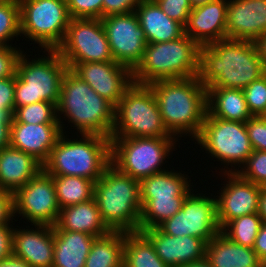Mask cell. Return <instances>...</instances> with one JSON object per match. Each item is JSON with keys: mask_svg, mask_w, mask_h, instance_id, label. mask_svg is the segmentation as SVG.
<instances>
[{"mask_svg": "<svg viewBox=\"0 0 266 267\" xmlns=\"http://www.w3.org/2000/svg\"><path fill=\"white\" fill-rule=\"evenodd\" d=\"M148 86L167 130L178 140L188 136L193 142L207 114V89L199 76L160 80Z\"/></svg>", "mask_w": 266, "mask_h": 267, "instance_id": "cell-2", "label": "cell"}, {"mask_svg": "<svg viewBox=\"0 0 266 267\" xmlns=\"http://www.w3.org/2000/svg\"><path fill=\"white\" fill-rule=\"evenodd\" d=\"M30 226L29 223L23 227L15 225L13 255L22 258L31 267H52L54 260L53 226L47 224H30Z\"/></svg>", "mask_w": 266, "mask_h": 267, "instance_id": "cell-18", "label": "cell"}, {"mask_svg": "<svg viewBox=\"0 0 266 267\" xmlns=\"http://www.w3.org/2000/svg\"><path fill=\"white\" fill-rule=\"evenodd\" d=\"M237 173L256 185H264L266 183V151L253 150Z\"/></svg>", "mask_w": 266, "mask_h": 267, "instance_id": "cell-38", "label": "cell"}, {"mask_svg": "<svg viewBox=\"0 0 266 267\" xmlns=\"http://www.w3.org/2000/svg\"><path fill=\"white\" fill-rule=\"evenodd\" d=\"M71 18L101 19L103 0H66Z\"/></svg>", "mask_w": 266, "mask_h": 267, "instance_id": "cell-39", "label": "cell"}, {"mask_svg": "<svg viewBox=\"0 0 266 267\" xmlns=\"http://www.w3.org/2000/svg\"><path fill=\"white\" fill-rule=\"evenodd\" d=\"M114 110L115 107L108 100L68 68L62 78L57 105V118L63 133L71 130L70 134H96L111 139ZM65 121L67 127L70 125L77 132L67 129Z\"/></svg>", "mask_w": 266, "mask_h": 267, "instance_id": "cell-3", "label": "cell"}, {"mask_svg": "<svg viewBox=\"0 0 266 267\" xmlns=\"http://www.w3.org/2000/svg\"><path fill=\"white\" fill-rule=\"evenodd\" d=\"M13 115L8 110L0 109V121H12Z\"/></svg>", "mask_w": 266, "mask_h": 267, "instance_id": "cell-53", "label": "cell"}, {"mask_svg": "<svg viewBox=\"0 0 266 267\" xmlns=\"http://www.w3.org/2000/svg\"><path fill=\"white\" fill-rule=\"evenodd\" d=\"M134 12L147 44L169 42L184 35V26L169 18L154 0H142Z\"/></svg>", "mask_w": 266, "mask_h": 267, "instance_id": "cell-24", "label": "cell"}, {"mask_svg": "<svg viewBox=\"0 0 266 267\" xmlns=\"http://www.w3.org/2000/svg\"><path fill=\"white\" fill-rule=\"evenodd\" d=\"M20 37V38H18ZM21 38L20 6L17 0H0V47L18 46ZM10 43V44H9Z\"/></svg>", "mask_w": 266, "mask_h": 267, "instance_id": "cell-35", "label": "cell"}, {"mask_svg": "<svg viewBox=\"0 0 266 267\" xmlns=\"http://www.w3.org/2000/svg\"><path fill=\"white\" fill-rule=\"evenodd\" d=\"M124 232L110 231L96 237L84 267H123Z\"/></svg>", "mask_w": 266, "mask_h": 267, "instance_id": "cell-30", "label": "cell"}, {"mask_svg": "<svg viewBox=\"0 0 266 267\" xmlns=\"http://www.w3.org/2000/svg\"><path fill=\"white\" fill-rule=\"evenodd\" d=\"M262 223L258 213H252L231 220L221 232L231 241L253 248Z\"/></svg>", "mask_w": 266, "mask_h": 267, "instance_id": "cell-34", "label": "cell"}, {"mask_svg": "<svg viewBox=\"0 0 266 267\" xmlns=\"http://www.w3.org/2000/svg\"><path fill=\"white\" fill-rule=\"evenodd\" d=\"M200 46L184 34L177 40L146 44L143 60L133 71V83L199 76Z\"/></svg>", "mask_w": 266, "mask_h": 267, "instance_id": "cell-7", "label": "cell"}, {"mask_svg": "<svg viewBox=\"0 0 266 267\" xmlns=\"http://www.w3.org/2000/svg\"><path fill=\"white\" fill-rule=\"evenodd\" d=\"M53 230L84 232L95 237H101L110 232L100 216L94 198L60 209Z\"/></svg>", "mask_w": 266, "mask_h": 267, "instance_id": "cell-26", "label": "cell"}, {"mask_svg": "<svg viewBox=\"0 0 266 267\" xmlns=\"http://www.w3.org/2000/svg\"><path fill=\"white\" fill-rule=\"evenodd\" d=\"M152 243L156 254L169 267H182L205 258L207 243L198 237H173L158 227L141 231Z\"/></svg>", "mask_w": 266, "mask_h": 267, "instance_id": "cell-20", "label": "cell"}, {"mask_svg": "<svg viewBox=\"0 0 266 267\" xmlns=\"http://www.w3.org/2000/svg\"><path fill=\"white\" fill-rule=\"evenodd\" d=\"M262 267H266V257L262 260Z\"/></svg>", "mask_w": 266, "mask_h": 267, "instance_id": "cell-55", "label": "cell"}, {"mask_svg": "<svg viewBox=\"0 0 266 267\" xmlns=\"http://www.w3.org/2000/svg\"><path fill=\"white\" fill-rule=\"evenodd\" d=\"M182 267H212V266L206 258H203L202 260L195 261L193 263L184 265Z\"/></svg>", "mask_w": 266, "mask_h": 267, "instance_id": "cell-52", "label": "cell"}, {"mask_svg": "<svg viewBox=\"0 0 266 267\" xmlns=\"http://www.w3.org/2000/svg\"><path fill=\"white\" fill-rule=\"evenodd\" d=\"M0 267H31V266L22 258H18L12 254L11 256L0 261Z\"/></svg>", "mask_w": 266, "mask_h": 267, "instance_id": "cell-49", "label": "cell"}, {"mask_svg": "<svg viewBox=\"0 0 266 267\" xmlns=\"http://www.w3.org/2000/svg\"><path fill=\"white\" fill-rule=\"evenodd\" d=\"M199 190L193 188L179 212L158 226L163 233L173 237H198L208 243L221 231L217 223L214 193L208 192L209 196L206 190Z\"/></svg>", "mask_w": 266, "mask_h": 267, "instance_id": "cell-12", "label": "cell"}, {"mask_svg": "<svg viewBox=\"0 0 266 267\" xmlns=\"http://www.w3.org/2000/svg\"><path fill=\"white\" fill-rule=\"evenodd\" d=\"M14 93L15 75L0 79V109L8 110L12 115L15 111Z\"/></svg>", "mask_w": 266, "mask_h": 267, "instance_id": "cell-44", "label": "cell"}, {"mask_svg": "<svg viewBox=\"0 0 266 267\" xmlns=\"http://www.w3.org/2000/svg\"><path fill=\"white\" fill-rule=\"evenodd\" d=\"M94 199L110 231H139L142 209L140 181L110 164L94 184Z\"/></svg>", "mask_w": 266, "mask_h": 267, "instance_id": "cell-5", "label": "cell"}, {"mask_svg": "<svg viewBox=\"0 0 266 267\" xmlns=\"http://www.w3.org/2000/svg\"><path fill=\"white\" fill-rule=\"evenodd\" d=\"M171 167L170 170L152 174L140 181L142 207L152 198L172 199L177 196H187L197 186V182L194 184L190 180L193 174L189 176L181 169L175 170V167Z\"/></svg>", "mask_w": 266, "mask_h": 267, "instance_id": "cell-25", "label": "cell"}, {"mask_svg": "<svg viewBox=\"0 0 266 267\" xmlns=\"http://www.w3.org/2000/svg\"><path fill=\"white\" fill-rule=\"evenodd\" d=\"M114 61L132 72L143 60L147 44L135 12L101 18Z\"/></svg>", "mask_w": 266, "mask_h": 267, "instance_id": "cell-15", "label": "cell"}, {"mask_svg": "<svg viewBox=\"0 0 266 267\" xmlns=\"http://www.w3.org/2000/svg\"><path fill=\"white\" fill-rule=\"evenodd\" d=\"M142 0H103L102 18L134 12Z\"/></svg>", "mask_w": 266, "mask_h": 267, "instance_id": "cell-43", "label": "cell"}, {"mask_svg": "<svg viewBox=\"0 0 266 267\" xmlns=\"http://www.w3.org/2000/svg\"><path fill=\"white\" fill-rule=\"evenodd\" d=\"M13 205L16 221L21 217L20 220L27 221H24L25 224L29 222L54 226L60 207L53 177L42 170L13 194Z\"/></svg>", "mask_w": 266, "mask_h": 267, "instance_id": "cell-14", "label": "cell"}, {"mask_svg": "<svg viewBox=\"0 0 266 267\" xmlns=\"http://www.w3.org/2000/svg\"><path fill=\"white\" fill-rule=\"evenodd\" d=\"M207 114L245 123L252 117L242 89L207 87Z\"/></svg>", "mask_w": 266, "mask_h": 267, "instance_id": "cell-29", "label": "cell"}, {"mask_svg": "<svg viewBox=\"0 0 266 267\" xmlns=\"http://www.w3.org/2000/svg\"><path fill=\"white\" fill-rule=\"evenodd\" d=\"M266 73L254 42L225 38L200 46L201 83L244 89Z\"/></svg>", "mask_w": 266, "mask_h": 267, "instance_id": "cell-1", "label": "cell"}, {"mask_svg": "<svg viewBox=\"0 0 266 267\" xmlns=\"http://www.w3.org/2000/svg\"><path fill=\"white\" fill-rule=\"evenodd\" d=\"M226 38L255 42L266 34V0H228Z\"/></svg>", "mask_w": 266, "mask_h": 267, "instance_id": "cell-19", "label": "cell"}, {"mask_svg": "<svg viewBox=\"0 0 266 267\" xmlns=\"http://www.w3.org/2000/svg\"><path fill=\"white\" fill-rule=\"evenodd\" d=\"M163 12L171 19L186 25L192 10L189 0H154Z\"/></svg>", "mask_w": 266, "mask_h": 267, "instance_id": "cell-41", "label": "cell"}, {"mask_svg": "<svg viewBox=\"0 0 266 267\" xmlns=\"http://www.w3.org/2000/svg\"><path fill=\"white\" fill-rule=\"evenodd\" d=\"M2 46L0 47V79L14 76L23 46Z\"/></svg>", "mask_w": 266, "mask_h": 267, "instance_id": "cell-42", "label": "cell"}, {"mask_svg": "<svg viewBox=\"0 0 266 267\" xmlns=\"http://www.w3.org/2000/svg\"><path fill=\"white\" fill-rule=\"evenodd\" d=\"M111 137H175L166 128L152 89L133 83L114 110Z\"/></svg>", "mask_w": 266, "mask_h": 267, "instance_id": "cell-10", "label": "cell"}, {"mask_svg": "<svg viewBox=\"0 0 266 267\" xmlns=\"http://www.w3.org/2000/svg\"><path fill=\"white\" fill-rule=\"evenodd\" d=\"M69 134L61 133L43 170L50 176L98 181L111 164V139L96 134Z\"/></svg>", "mask_w": 266, "mask_h": 267, "instance_id": "cell-4", "label": "cell"}, {"mask_svg": "<svg viewBox=\"0 0 266 267\" xmlns=\"http://www.w3.org/2000/svg\"><path fill=\"white\" fill-rule=\"evenodd\" d=\"M257 213L261 217L262 222L266 223V193L263 191L260 194Z\"/></svg>", "mask_w": 266, "mask_h": 267, "instance_id": "cell-51", "label": "cell"}, {"mask_svg": "<svg viewBox=\"0 0 266 267\" xmlns=\"http://www.w3.org/2000/svg\"><path fill=\"white\" fill-rule=\"evenodd\" d=\"M123 267H169L156 254L151 241L141 232H124Z\"/></svg>", "mask_w": 266, "mask_h": 267, "instance_id": "cell-31", "label": "cell"}, {"mask_svg": "<svg viewBox=\"0 0 266 267\" xmlns=\"http://www.w3.org/2000/svg\"><path fill=\"white\" fill-rule=\"evenodd\" d=\"M15 222L16 220L14 219V221H12L10 224L0 226V261L13 254V235Z\"/></svg>", "mask_w": 266, "mask_h": 267, "instance_id": "cell-45", "label": "cell"}, {"mask_svg": "<svg viewBox=\"0 0 266 267\" xmlns=\"http://www.w3.org/2000/svg\"><path fill=\"white\" fill-rule=\"evenodd\" d=\"M176 145L180 148L176 137H111V165L141 181L170 169L167 159H172Z\"/></svg>", "mask_w": 266, "mask_h": 267, "instance_id": "cell-8", "label": "cell"}, {"mask_svg": "<svg viewBox=\"0 0 266 267\" xmlns=\"http://www.w3.org/2000/svg\"><path fill=\"white\" fill-rule=\"evenodd\" d=\"M261 187H262V191H263L264 193H266V183H265L264 185H262Z\"/></svg>", "mask_w": 266, "mask_h": 267, "instance_id": "cell-56", "label": "cell"}, {"mask_svg": "<svg viewBox=\"0 0 266 267\" xmlns=\"http://www.w3.org/2000/svg\"><path fill=\"white\" fill-rule=\"evenodd\" d=\"M56 51L65 63L114 61L101 19L71 18Z\"/></svg>", "mask_w": 266, "mask_h": 267, "instance_id": "cell-13", "label": "cell"}, {"mask_svg": "<svg viewBox=\"0 0 266 267\" xmlns=\"http://www.w3.org/2000/svg\"><path fill=\"white\" fill-rule=\"evenodd\" d=\"M242 90L252 116H266V73Z\"/></svg>", "mask_w": 266, "mask_h": 267, "instance_id": "cell-37", "label": "cell"}, {"mask_svg": "<svg viewBox=\"0 0 266 267\" xmlns=\"http://www.w3.org/2000/svg\"><path fill=\"white\" fill-rule=\"evenodd\" d=\"M253 250L261 261L266 257V223H262L259 229Z\"/></svg>", "mask_w": 266, "mask_h": 267, "instance_id": "cell-47", "label": "cell"}, {"mask_svg": "<svg viewBox=\"0 0 266 267\" xmlns=\"http://www.w3.org/2000/svg\"><path fill=\"white\" fill-rule=\"evenodd\" d=\"M245 126L253 150L266 151V116H252Z\"/></svg>", "mask_w": 266, "mask_h": 267, "instance_id": "cell-40", "label": "cell"}, {"mask_svg": "<svg viewBox=\"0 0 266 267\" xmlns=\"http://www.w3.org/2000/svg\"><path fill=\"white\" fill-rule=\"evenodd\" d=\"M12 121H0V150L10 145Z\"/></svg>", "mask_w": 266, "mask_h": 267, "instance_id": "cell-48", "label": "cell"}, {"mask_svg": "<svg viewBox=\"0 0 266 267\" xmlns=\"http://www.w3.org/2000/svg\"><path fill=\"white\" fill-rule=\"evenodd\" d=\"M186 196L172 199L152 198L141 209L139 231L156 228L182 208Z\"/></svg>", "mask_w": 266, "mask_h": 267, "instance_id": "cell-33", "label": "cell"}, {"mask_svg": "<svg viewBox=\"0 0 266 267\" xmlns=\"http://www.w3.org/2000/svg\"><path fill=\"white\" fill-rule=\"evenodd\" d=\"M66 64L114 107L122 99L124 92L133 84V72L116 61Z\"/></svg>", "mask_w": 266, "mask_h": 267, "instance_id": "cell-17", "label": "cell"}, {"mask_svg": "<svg viewBox=\"0 0 266 267\" xmlns=\"http://www.w3.org/2000/svg\"><path fill=\"white\" fill-rule=\"evenodd\" d=\"M33 50L34 58L33 51H29L28 55L29 52L23 50L17 62L15 110L40 101L51 102L57 106L60 100L61 83L68 70L67 64L56 50H41L43 53L38 51V54Z\"/></svg>", "mask_w": 266, "mask_h": 267, "instance_id": "cell-6", "label": "cell"}, {"mask_svg": "<svg viewBox=\"0 0 266 267\" xmlns=\"http://www.w3.org/2000/svg\"><path fill=\"white\" fill-rule=\"evenodd\" d=\"M95 238L84 232L54 230L52 267H84Z\"/></svg>", "mask_w": 266, "mask_h": 267, "instance_id": "cell-28", "label": "cell"}, {"mask_svg": "<svg viewBox=\"0 0 266 267\" xmlns=\"http://www.w3.org/2000/svg\"><path fill=\"white\" fill-rule=\"evenodd\" d=\"M218 177L222 184L216 185H221L215 193L216 217L222 230L231 220L258 212L262 187L242 178L238 173H220L216 179Z\"/></svg>", "mask_w": 266, "mask_h": 267, "instance_id": "cell-16", "label": "cell"}, {"mask_svg": "<svg viewBox=\"0 0 266 267\" xmlns=\"http://www.w3.org/2000/svg\"><path fill=\"white\" fill-rule=\"evenodd\" d=\"M60 209L94 198L92 180L78 176H52Z\"/></svg>", "mask_w": 266, "mask_h": 267, "instance_id": "cell-32", "label": "cell"}, {"mask_svg": "<svg viewBox=\"0 0 266 267\" xmlns=\"http://www.w3.org/2000/svg\"><path fill=\"white\" fill-rule=\"evenodd\" d=\"M214 0H189L190 5L192 6V8L201 6V5H205L206 3L212 2Z\"/></svg>", "mask_w": 266, "mask_h": 267, "instance_id": "cell-54", "label": "cell"}, {"mask_svg": "<svg viewBox=\"0 0 266 267\" xmlns=\"http://www.w3.org/2000/svg\"><path fill=\"white\" fill-rule=\"evenodd\" d=\"M62 131L59 124L11 123L10 146L33 155L44 164Z\"/></svg>", "mask_w": 266, "mask_h": 267, "instance_id": "cell-22", "label": "cell"}, {"mask_svg": "<svg viewBox=\"0 0 266 267\" xmlns=\"http://www.w3.org/2000/svg\"><path fill=\"white\" fill-rule=\"evenodd\" d=\"M228 0H214L192 8L184 34L199 46L226 38V14Z\"/></svg>", "mask_w": 266, "mask_h": 267, "instance_id": "cell-21", "label": "cell"}, {"mask_svg": "<svg viewBox=\"0 0 266 267\" xmlns=\"http://www.w3.org/2000/svg\"><path fill=\"white\" fill-rule=\"evenodd\" d=\"M193 141L211 161L219 162L220 167L214 168L215 174L219 169V173H237L253 152L245 123L212 115H206L201 131Z\"/></svg>", "mask_w": 266, "mask_h": 267, "instance_id": "cell-9", "label": "cell"}, {"mask_svg": "<svg viewBox=\"0 0 266 267\" xmlns=\"http://www.w3.org/2000/svg\"><path fill=\"white\" fill-rule=\"evenodd\" d=\"M205 258L212 267H262L253 248L231 241L221 231L207 243Z\"/></svg>", "mask_w": 266, "mask_h": 267, "instance_id": "cell-27", "label": "cell"}, {"mask_svg": "<svg viewBox=\"0 0 266 267\" xmlns=\"http://www.w3.org/2000/svg\"><path fill=\"white\" fill-rule=\"evenodd\" d=\"M13 118L20 123L28 124H59L57 106L54 103L40 101L18 107Z\"/></svg>", "mask_w": 266, "mask_h": 267, "instance_id": "cell-36", "label": "cell"}, {"mask_svg": "<svg viewBox=\"0 0 266 267\" xmlns=\"http://www.w3.org/2000/svg\"><path fill=\"white\" fill-rule=\"evenodd\" d=\"M14 220L13 194L0 189V226L8 225Z\"/></svg>", "mask_w": 266, "mask_h": 267, "instance_id": "cell-46", "label": "cell"}, {"mask_svg": "<svg viewBox=\"0 0 266 267\" xmlns=\"http://www.w3.org/2000/svg\"><path fill=\"white\" fill-rule=\"evenodd\" d=\"M43 170L33 155L10 145L0 150V189L14 194Z\"/></svg>", "mask_w": 266, "mask_h": 267, "instance_id": "cell-23", "label": "cell"}, {"mask_svg": "<svg viewBox=\"0 0 266 267\" xmlns=\"http://www.w3.org/2000/svg\"><path fill=\"white\" fill-rule=\"evenodd\" d=\"M19 6L22 41L33 44L31 50H56L71 19L66 0H21Z\"/></svg>", "mask_w": 266, "mask_h": 267, "instance_id": "cell-11", "label": "cell"}, {"mask_svg": "<svg viewBox=\"0 0 266 267\" xmlns=\"http://www.w3.org/2000/svg\"><path fill=\"white\" fill-rule=\"evenodd\" d=\"M259 58L263 62L264 67L266 68V34H263L254 42Z\"/></svg>", "mask_w": 266, "mask_h": 267, "instance_id": "cell-50", "label": "cell"}]
</instances>
